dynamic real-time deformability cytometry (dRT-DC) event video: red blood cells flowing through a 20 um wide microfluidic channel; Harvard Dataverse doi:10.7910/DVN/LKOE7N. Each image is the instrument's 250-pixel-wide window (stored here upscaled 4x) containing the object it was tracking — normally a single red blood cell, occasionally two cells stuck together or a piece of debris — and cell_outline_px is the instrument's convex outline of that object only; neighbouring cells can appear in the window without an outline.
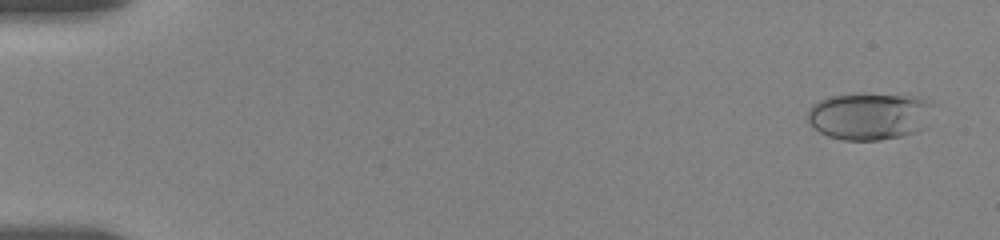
{"species": "human", "species_latin": "Homo sapiens", "temperature_condition": "room temperature", "stored_images_in_passage": 23, "camera_frame_rate_fps": 3000, "um_per_image_px": 0.085, "donor": {"sex": "female"}, "frame": {"image": 1, "passage_image": 1, "time_ms": 0.0, "image_size_px": [1000, 240], "cell_outline_px": [[932, 104], [928, 128], [916, 132], [900, 136], [880, 140], [844, 140], [828, 136], [820, 132], [804, 120], [808, 108], [812, 104], [828, 96], [924, 96]], "centroid_in_image_um": [73.9, 9.91], "position_along_channel_um": 11.1, "area_um2": 34.45}}
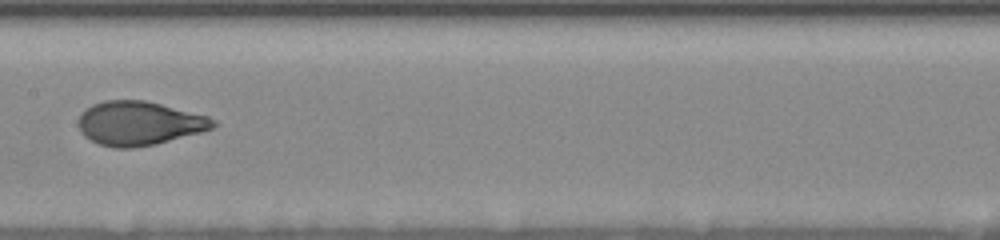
{"frame": {"image": 2, "passage_image": 14, "time_ms": 9.333, "image_size_px": [1000, 240], "cell_outline_px": [[220, 124], [212, 128], [200, 132], [156, 144], [132, 148], [112, 148], [100, 144], [84, 136], [80, 132], [80, 116], [84, 108], [92, 104], [104, 100], [144, 100], [208, 116], [216, 120]], "centroid_in_image_um": [11.83, 10.48], "position_along_channel_um": 195.6, "area_um2": 34.45}}
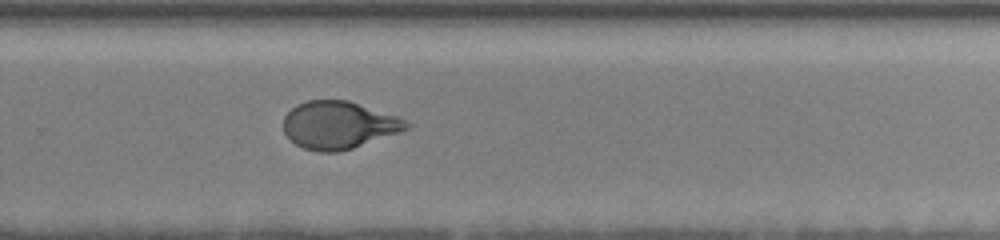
{"frame": {"image": 3, "passage_image": 23, "time_ms": 12.333, "image_size_px": [1000, 240], "cell_outline_px": [[412, 128], [352, 148], [336, 152], [316, 152], [304, 148], [296, 144], [284, 132], [284, 116], [296, 104], [308, 100], [348, 100], [396, 116], [412, 124]], "centroid_in_image_um": [28.79, 10.63], "position_along_channel_um": 301.0, "area_um2": 33.93}}